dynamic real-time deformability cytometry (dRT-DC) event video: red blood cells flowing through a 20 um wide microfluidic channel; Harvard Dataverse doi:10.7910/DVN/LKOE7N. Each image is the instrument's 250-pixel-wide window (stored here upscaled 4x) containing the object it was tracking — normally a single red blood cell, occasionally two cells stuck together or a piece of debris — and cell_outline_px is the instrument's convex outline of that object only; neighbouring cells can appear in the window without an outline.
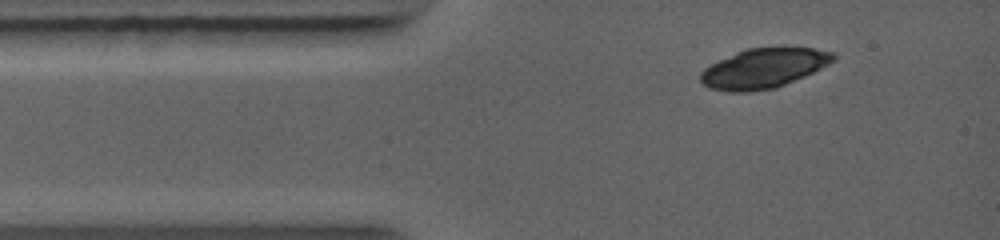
{"species": "common noctule bat (a hibernating species)", "species_latin": "Nyctalus noctula", "temperature_condition": "warm", "stored_images_in_passage": 2, "camera_frame_rate_fps": 5000, "um_per_image_px": 0.085, "animal": {"sex": "female", "body_mass_g": 19.0, "forearm_length_mm": 56.7}, "frame": {"image": 1, "passage_image": 1, "time_ms": 0.0, "image_size_px": [1000, 240], "cell_outline_px": [[836, 60], [804, 76], [776, 88], [744, 92], [732, 92], [708, 88], [700, 80], [700, 72], [704, 68], [736, 52], [748, 48], [812, 48], [836, 52]], "centroid_in_image_um": [64.92, 5.81], "position_along_channel_um": 20.1, "area_um2": 30.46}}